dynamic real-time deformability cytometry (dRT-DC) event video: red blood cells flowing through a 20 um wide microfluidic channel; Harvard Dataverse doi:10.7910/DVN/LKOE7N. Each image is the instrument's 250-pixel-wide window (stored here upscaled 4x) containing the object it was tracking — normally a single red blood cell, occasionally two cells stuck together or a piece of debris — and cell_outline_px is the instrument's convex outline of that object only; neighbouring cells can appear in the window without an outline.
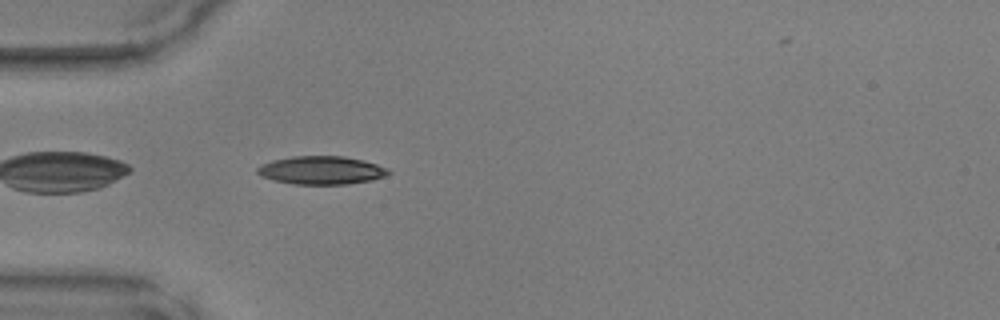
{"species": "common noctule bat (a hibernating species)", "species_latin": "Nyctalus noctula", "temperature_condition": "warm", "stored_images_in_passage": 4, "camera_frame_rate_fps": 3000, "um_per_image_px": 0.085, "animal": {"sex": "male", "body_mass_g": 17.9, "forearm_length_mm": 54.2}, "frame": {"image": 1, "passage_image": 2, "time_ms": 0.333, "image_size_px": [1000, 320], "cell_outline_px": [[392, 172], [384, 176], [372, 180], [348, 184], [292, 184], [272, 180], [260, 176], [256, 172], [256, 168], [260, 164], [272, 160], [292, 156], [344, 156], [364, 160], [388, 168]], "centroid_in_image_um": [27.29, 14.47], "position_along_channel_um": 57.7, "area_um2": 21.79}}